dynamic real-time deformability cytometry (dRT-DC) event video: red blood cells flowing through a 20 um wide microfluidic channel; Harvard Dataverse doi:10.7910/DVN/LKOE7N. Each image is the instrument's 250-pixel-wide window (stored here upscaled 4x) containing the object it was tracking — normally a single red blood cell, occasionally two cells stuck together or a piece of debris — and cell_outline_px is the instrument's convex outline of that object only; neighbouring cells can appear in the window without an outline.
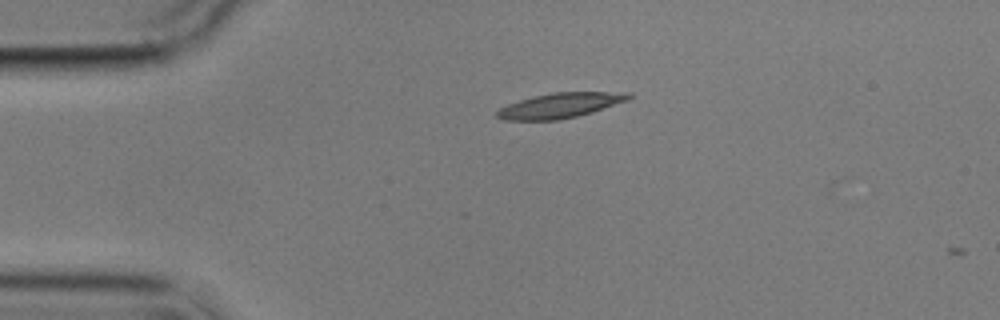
{"species": "common noctule bat (a hibernating species)", "species_latin": "Nyctalus noctula", "temperature_condition": "cold", "stored_images_in_passage": 4, "camera_frame_rate_fps": 3000, "um_per_image_px": 0.085, "animal": {"sex": "male", "body_mass_g": 17.9}, "frame": {"image": 1, "passage_image": 3, "time_ms": 2.333, "image_size_px": [1000, 320], "cell_outline_px": [[632, 96], [628, 100], [592, 112], [560, 120], [504, 120], [496, 116], [496, 112], [500, 108], [508, 104], [532, 96], [552, 92], [632, 92]], "centroid_in_image_um": [47.62, 8.95], "position_along_channel_um": 37.4, "area_um2": 19.19}}